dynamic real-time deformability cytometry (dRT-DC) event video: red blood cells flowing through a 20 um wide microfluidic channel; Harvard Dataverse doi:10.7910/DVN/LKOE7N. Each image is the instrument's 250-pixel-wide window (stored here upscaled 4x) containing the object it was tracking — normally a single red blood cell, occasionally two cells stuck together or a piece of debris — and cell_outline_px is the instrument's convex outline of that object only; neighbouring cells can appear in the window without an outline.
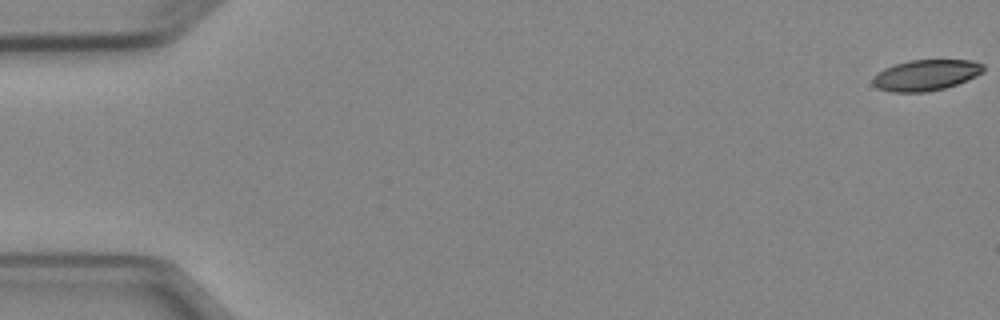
{"species": "Egyptian fruit bat (a non-hibernating species)", "species_latin": "Rousettus aegyptiacus", "temperature_condition": "cold", "stored_images_in_passage": 7, "camera_frame_rate_fps": 3000, "um_per_image_px": 0.085, "animal": {"sex": "female"}, "frame": {"image": 1, "passage_image": 1, "time_ms": 0.0, "image_size_px": [1000, 320], "cell_outline_px": [[984, 72], [976, 76], [956, 84], [944, 88], [928, 92], [892, 92], [876, 88], [872, 84], [872, 80], [884, 68], [908, 60], [972, 60], [984, 64]], "centroid_in_image_um": [78.72, 6.38], "position_along_channel_um": 6.3, "area_um2": 19.88}}
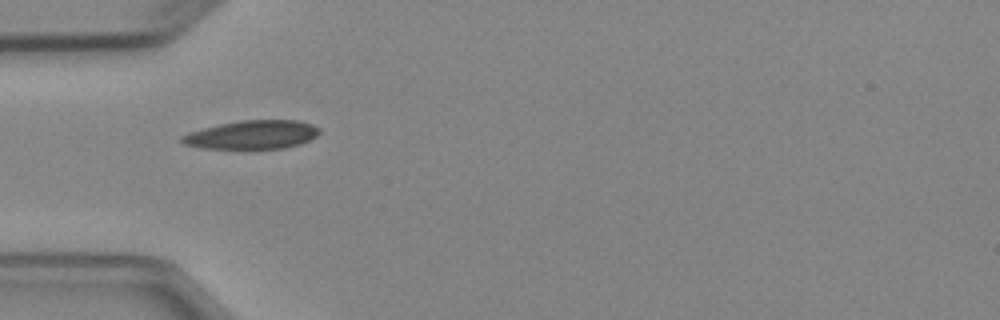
{"frame": {"image": 2, "passage_image": 5, "time_ms": 5.333, "image_size_px": [1000, 320], "cell_outline_px": [[320, 132], [316, 136], [300, 144], [284, 148], [204, 148], [184, 144], [180, 140], [180, 136], [188, 132], [220, 124], [240, 120], [296, 120], [312, 124], [320, 128]], "centroid_in_image_um": [21.44, 11.44], "position_along_channel_um": 63.6, "area_um2": 22.77}}